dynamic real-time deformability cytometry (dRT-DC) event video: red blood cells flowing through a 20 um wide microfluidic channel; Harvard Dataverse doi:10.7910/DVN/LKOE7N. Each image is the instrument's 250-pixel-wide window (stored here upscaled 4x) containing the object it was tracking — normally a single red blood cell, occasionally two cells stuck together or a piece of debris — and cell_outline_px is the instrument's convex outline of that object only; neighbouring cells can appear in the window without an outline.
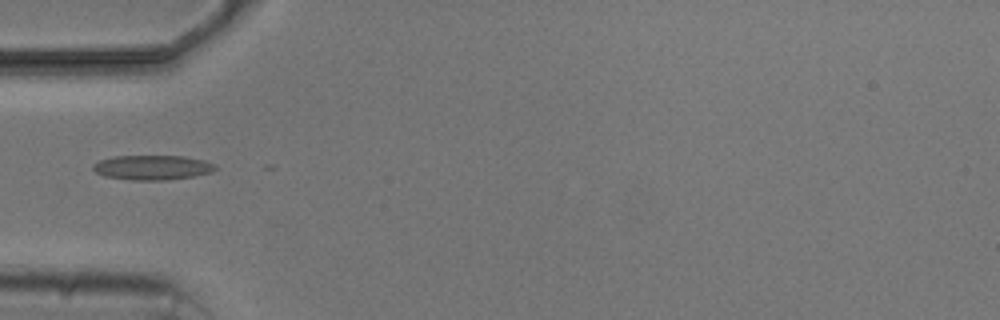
{"species": "common noctule bat (a hibernating species)", "species_latin": "Nyctalus noctula", "temperature_condition": "cold", "stored_images_in_passage": 2, "camera_frame_rate_fps": 3000, "um_per_image_px": 0.085, "animal": {"sex": "male", "body_mass_g": 20.5, "forearm_length_mm": 52.5}, "frame": {"image": 1, "passage_image": 1, "time_ms": 0.0, "image_size_px": [1000, 320], "cell_outline_px": [[216, 168], [212, 172], [192, 176], [168, 180], [132, 180], [104, 176], [96, 172], [92, 168], [92, 164], [100, 160], [112, 156], [184, 156], [204, 160], [216, 164]], "centroid_in_image_um": [12.94, 14.23], "position_along_channel_um": 72.1, "area_um2": 17.63}}